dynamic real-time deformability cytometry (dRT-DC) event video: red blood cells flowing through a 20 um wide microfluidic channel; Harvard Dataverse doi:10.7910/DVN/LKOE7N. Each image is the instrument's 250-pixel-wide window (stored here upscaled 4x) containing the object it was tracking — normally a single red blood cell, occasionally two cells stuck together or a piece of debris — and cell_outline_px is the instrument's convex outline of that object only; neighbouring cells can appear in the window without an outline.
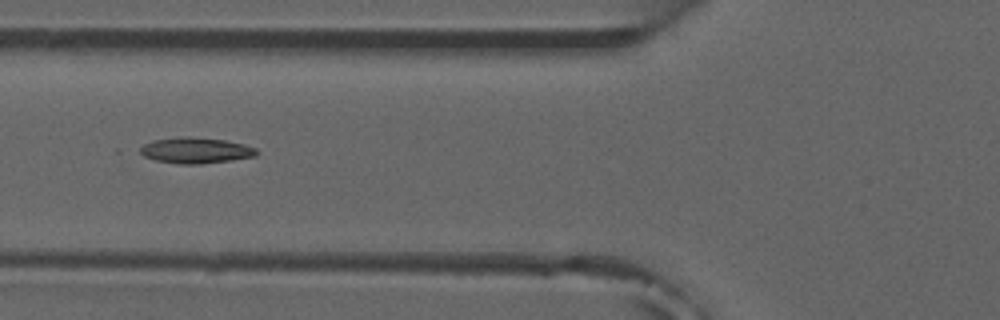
{"species": "common noctule bat (a hibernating species)", "species_latin": "Nyctalus noctula", "temperature_condition": "room temperature", "stored_images_in_passage": 7, "camera_frame_rate_fps": 3000, "um_per_image_px": 0.085, "animal": {"sex": "male", "forearm_length_mm": 52.5}, "frame": {"image": 1, "passage_image": 5, "time_ms": 4.667, "image_size_px": [1000, 320], "cell_outline_px": [[256, 156], [232, 160], [200, 164], [176, 164], [156, 160], [144, 156], [136, 152], [144, 144], [152, 140], [184, 136], [188, 136], [224, 140], [244, 144], [256, 148]], "centroid_in_image_um": [16.59, 12.78], "position_along_channel_um": 109.2, "area_um2": 17.63}}
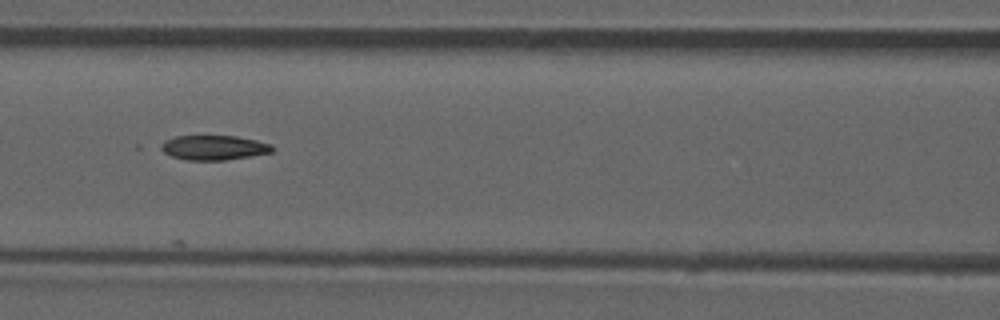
{"frame": {"image": 2, "passage_image": 6, "time_ms": 5.667, "image_size_px": [1000, 320], "cell_outline_px": [[276, 148], [272, 152], [224, 160], [188, 160], [172, 156], [156, 148], [156, 144], [164, 140], [176, 136], [236, 136], [256, 140], [272, 144]], "centroid_in_image_um": [18.12, 12.54], "position_along_channel_um": 148.5, "area_um2": 16.18}}